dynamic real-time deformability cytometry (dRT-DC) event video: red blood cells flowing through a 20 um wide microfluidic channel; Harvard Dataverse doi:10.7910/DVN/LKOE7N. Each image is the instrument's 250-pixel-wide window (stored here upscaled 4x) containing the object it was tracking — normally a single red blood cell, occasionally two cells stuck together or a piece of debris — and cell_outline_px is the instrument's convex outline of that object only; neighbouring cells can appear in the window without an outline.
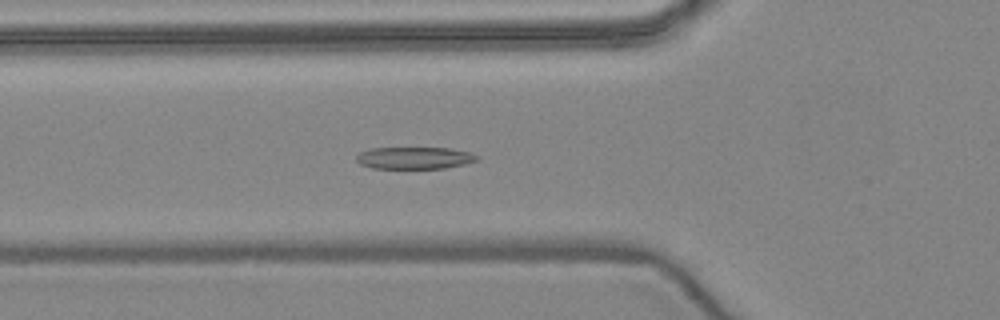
{"species": "common noctule bat (a hibernating species)", "species_latin": "Nyctalus noctula", "temperature_condition": "warm", "stored_images_in_passage": 52, "camera_frame_rate_fps": 3000, "um_per_image_px": 0.085, "animal": {"sex": "female", "body_mass_g": 24.6, "forearm_length_mm": 56.2}, "frame": {"image": 1, "passage_image": 19, "time_ms": 6.0, "image_size_px": [1000, 320], "cell_outline_px": [[480, 160], [464, 164], [444, 168], [372, 168], [360, 164], [356, 160], [356, 156], [360, 152], [372, 148], [448, 148], [468, 152], [480, 156]], "centroid_in_image_um": [35.24, 13.42], "position_along_channel_um": 90.6, "area_um2": 15.43}}
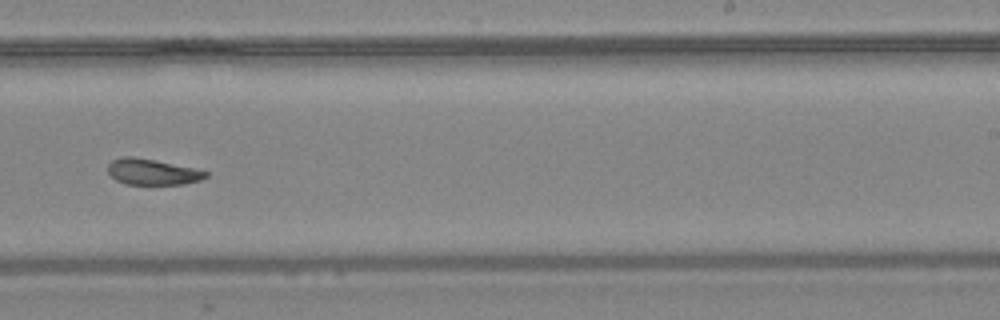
{"frame": {"image": 2, "passage_image": 33, "time_ms": 10.667, "image_size_px": [1000, 320], "cell_outline_px": [[208, 176], [200, 180], [184, 184], [124, 184], [116, 180], [108, 172], [108, 164], [112, 160], [120, 156], [132, 156], [196, 168], [208, 172]], "centroid_in_image_um": [12.94, 14.6], "position_along_channel_um": 276.1, "area_um2": 14.8}}
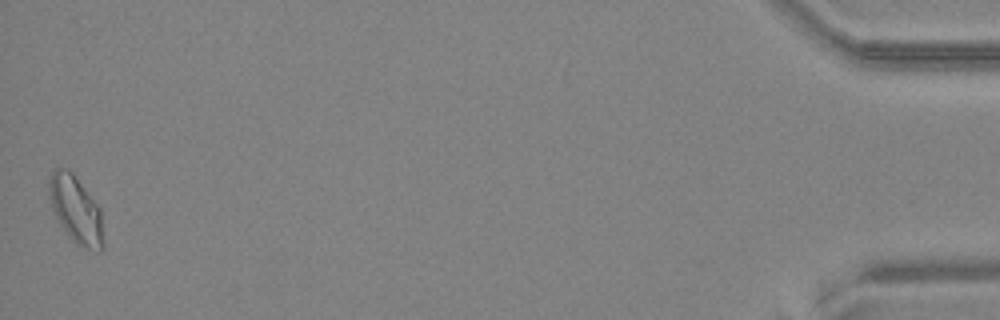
{"frame": {"image": 3, "passage_image": 52, "time_ms": 17.0, "image_size_px": [1000, 320], "cell_outline_px": [[104, 248], [100, 252], [76, 244], [72, 240], [60, 224], [52, 208], [48, 188], [48, 180], [52, 172], [56, 168], [68, 168], [72, 172], [100, 208], [104, 244]], "centroid_in_image_um": [6.45, 17.82], "position_along_channel_um": 428.7, "area_um2": 21.1}, "authors_computed_cell_mechanics": {"area_um2": 16.5308, "velocity_mm_per_s": 3.9649, "shape_relaxation_time_tau1_ms": 6.1052, "shape_relaxation_time_tau2_ms": 3.5458, "deformation_change_tau1": 0.1743, "deformation_change_tau2": 0.0871}}